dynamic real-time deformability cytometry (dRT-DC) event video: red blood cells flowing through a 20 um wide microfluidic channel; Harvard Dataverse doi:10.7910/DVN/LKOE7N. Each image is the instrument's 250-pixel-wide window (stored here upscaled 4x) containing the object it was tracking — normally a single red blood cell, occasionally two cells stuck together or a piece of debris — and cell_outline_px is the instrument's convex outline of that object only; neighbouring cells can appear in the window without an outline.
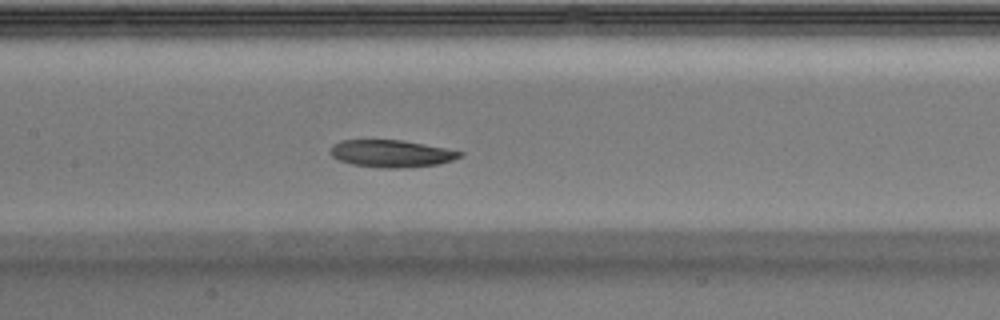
{"species": "Egyptian fruit bat (a non-hibernating species)", "species_latin": "Rousettus aegyptiacus", "temperature_condition": "warm", "stored_images_in_passage": 30, "segment_of_instrument_passage": [1, 2], "camera_frame_rate_fps": 3000, "um_per_image_px": 0.085, "animal": {"sex": "male"}, "frame": {"image": 1, "passage_image": 8, "time_ms": 2.333, "image_size_px": [1000, 320], "cell_outline_px": [[464, 156], [452, 160], [436, 164], [400, 168], [380, 168], [352, 164], [340, 160], [332, 156], [328, 152], [332, 144], [340, 140], [400, 140], [424, 144], [464, 152]], "centroid_in_image_um": [33.23, 13.05], "position_along_channel_um": 174.2, "area_um2": 20.52}}
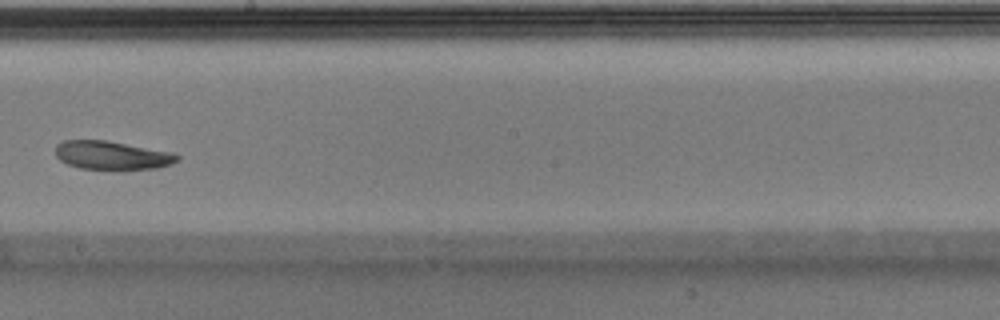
{"frame": {"image": 2, "passage_image": 12, "time_ms": 3.667, "image_size_px": [1000, 320], "cell_outline_px": [[180, 160], [172, 164], [156, 168], [120, 172], [80, 168], [68, 164], [60, 160], [56, 156], [56, 144], [64, 140], [104, 140], [176, 152], [180, 156]], "centroid_in_image_um": [9.59, 13.24], "position_along_channel_um": 238.6, "area_um2": 21.15}}
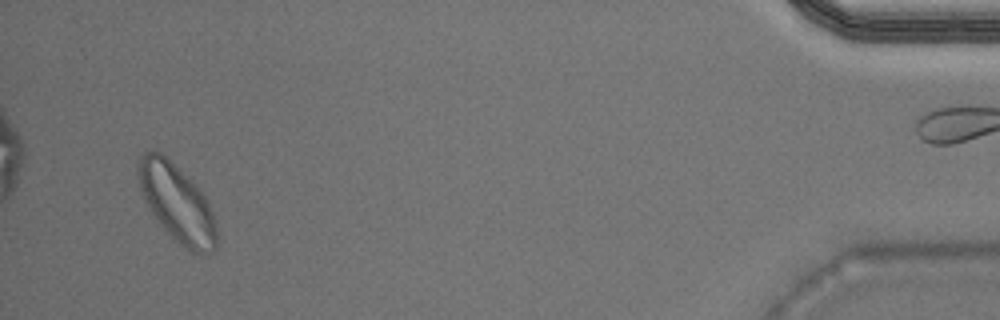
{"frame": {"image": 3, "passage_image": 28, "time_ms": 9.0, "image_size_px": [1000, 320], "cell_outline_px": [[216, 248], [212, 252], [204, 256], [192, 252], [172, 240], [156, 220], [148, 208], [144, 200], [140, 188], [136, 172], [136, 164], [140, 152], [160, 152], [196, 184], [204, 196], [212, 212], [216, 224]], "centroid_in_image_um": [15.0, 17.29], "position_along_channel_um": 420.2, "area_um2": 35.84}}